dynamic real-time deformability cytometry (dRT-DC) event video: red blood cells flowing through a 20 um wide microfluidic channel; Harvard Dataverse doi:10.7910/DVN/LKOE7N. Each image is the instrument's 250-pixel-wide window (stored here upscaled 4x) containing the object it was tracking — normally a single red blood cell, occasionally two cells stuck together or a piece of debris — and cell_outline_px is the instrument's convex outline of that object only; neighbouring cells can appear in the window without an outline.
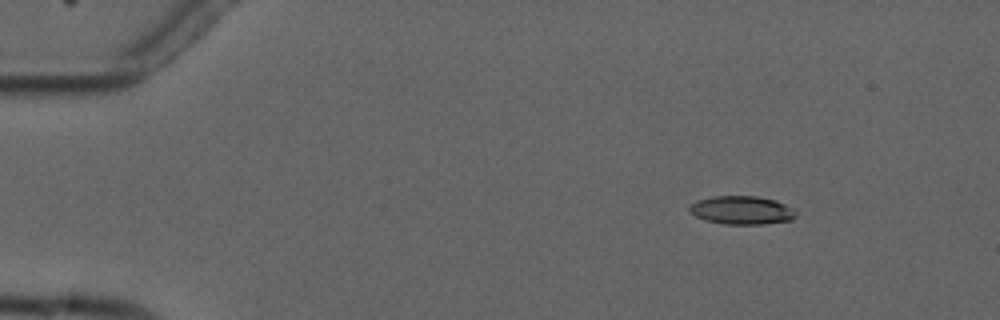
{"species": "common noctule bat (a hibernating species)", "species_latin": "Nyctalus noctula", "temperature_condition": "cold", "stored_images_in_passage": 5, "camera_frame_rate_fps": 3000, "um_per_image_px": 0.085, "animal": {"sex": "male", "forearm_length_mm": 52.5}, "frame": {"image": 1, "passage_image": 3, "time_ms": 2.333, "image_size_px": [1000, 320], "cell_outline_px": [[796, 216], [792, 220], [764, 224], [724, 224], [704, 220], [696, 216], [688, 208], [696, 200], [712, 196], [756, 196], [776, 200], [792, 208], [796, 212]], "centroid_in_image_um": [63.06, 17.86], "position_along_channel_um": 21.9, "area_um2": 17.63}}